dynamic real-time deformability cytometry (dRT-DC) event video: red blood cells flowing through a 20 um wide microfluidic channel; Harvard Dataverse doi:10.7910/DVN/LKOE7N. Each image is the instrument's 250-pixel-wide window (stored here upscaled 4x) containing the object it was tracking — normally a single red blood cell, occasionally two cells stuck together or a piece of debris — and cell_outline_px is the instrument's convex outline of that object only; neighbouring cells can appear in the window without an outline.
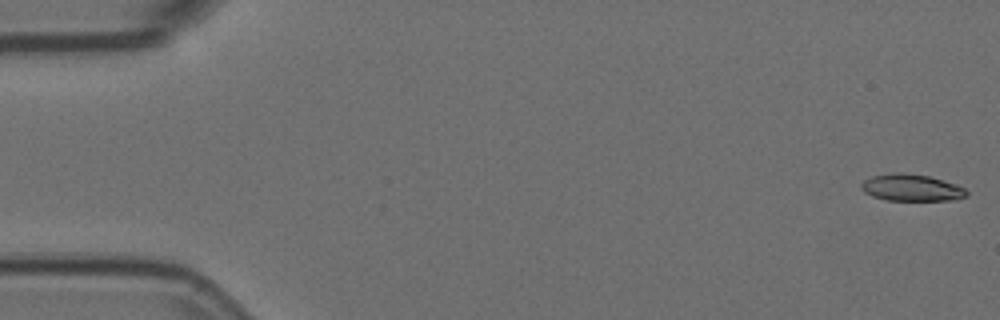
{"species": "Egyptian fruit bat (a non-hibernating species)", "species_latin": "Rousettus aegyptiacus", "temperature_condition": "room temperature", "stored_images_in_passage": 48, "camera_frame_rate_fps": 3000, "um_per_image_px": 0.085, "animal": {"sex": "female"}, "frame": {"image": 1, "passage_image": 1, "time_ms": 0.0, "image_size_px": [1000, 320], "cell_outline_px": [[968, 196], [948, 200], [884, 200], [872, 196], [864, 192], [860, 188], [860, 184], [864, 180], [872, 176], [892, 172], [900, 172], [928, 176], [956, 184], [964, 188], [968, 192]], "centroid_in_image_um": [77.43, 15.95], "position_along_channel_um": 7.6, "area_um2": 16.47}}
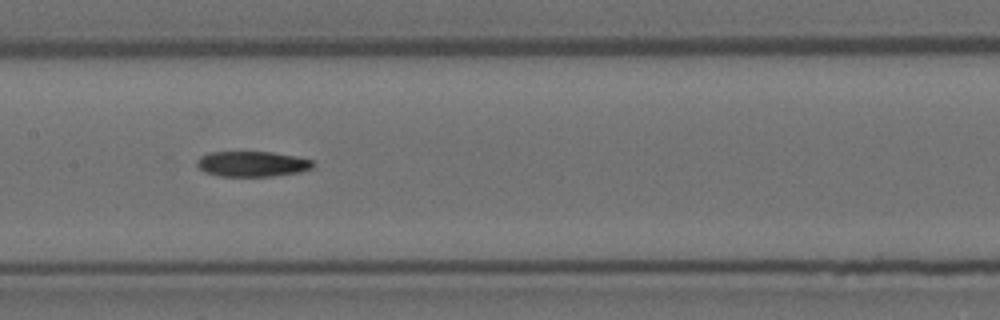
{"frame": {"image": 2, "passage_image": 27, "time_ms": 8.667, "image_size_px": [1000, 320], "cell_outline_px": [[316, 164], [312, 168], [300, 172], [272, 176], [220, 176], [204, 172], [196, 164], [196, 160], [200, 156], [208, 152], [272, 152], [296, 156], [312, 160]], "centroid_in_image_um": [21.44, 13.93], "position_along_channel_um": 186.0, "area_um2": 17.28}}
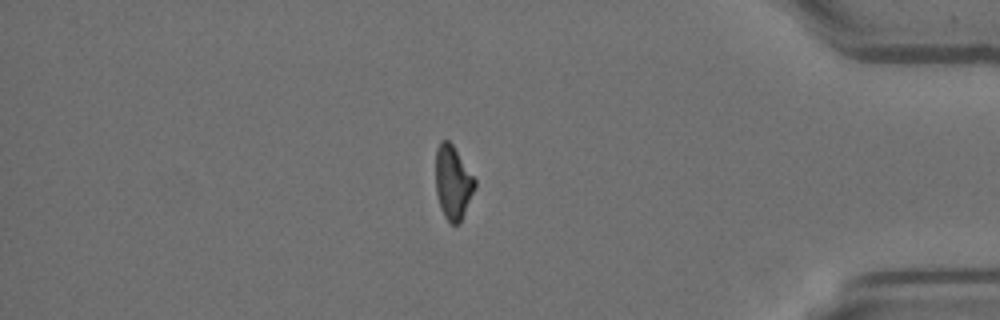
{"frame": {"image": 3, "passage_image": 47, "time_ms": 15.333, "image_size_px": [1000, 320], "cell_outline_px": [[476, 188], [460, 220], [456, 224], [452, 224], [444, 216], [440, 208], [436, 192], [436, 148], [440, 140], [448, 140], [452, 144], [476, 180]], "centroid_in_image_um": [38.49, 15.48], "position_along_channel_um": 396.7, "area_um2": 16.65}}